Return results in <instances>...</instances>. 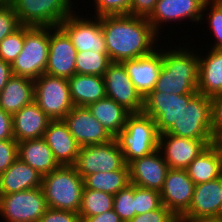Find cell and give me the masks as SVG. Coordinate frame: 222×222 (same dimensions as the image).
I'll list each match as a JSON object with an SVG mask.
<instances>
[{
    "label": "cell",
    "instance_id": "f1b7e54d",
    "mask_svg": "<svg viewBox=\"0 0 222 222\" xmlns=\"http://www.w3.org/2000/svg\"><path fill=\"white\" fill-rule=\"evenodd\" d=\"M87 108L113 138L124 129L127 118L132 114L109 97L91 103Z\"/></svg>",
    "mask_w": 222,
    "mask_h": 222
},
{
    "label": "cell",
    "instance_id": "ba28073f",
    "mask_svg": "<svg viewBox=\"0 0 222 222\" xmlns=\"http://www.w3.org/2000/svg\"><path fill=\"white\" fill-rule=\"evenodd\" d=\"M34 101L51 120H63L74 107L68 79L42 74L34 80Z\"/></svg>",
    "mask_w": 222,
    "mask_h": 222
},
{
    "label": "cell",
    "instance_id": "603a6c76",
    "mask_svg": "<svg viewBox=\"0 0 222 222\" xmlns=\"http://www.w3.org/2000/svg\"><path fill=\"white\" fill-rule=\"evenodd\" d=\"M50 121L33 101L12 115L13 137L17 142L43 138Z\"/></svg>",
    "mask_w": 222,
    "mask_h": 222
},
{
    "label": "cell",
    "instance_id": "ab89813d",
    "mask_svg": "<svg viewBox=\"0 0 222 222\" xmlns=\"http://www.w3.org/2000/svg\"><path fill=\"white\" fill-rule=\"evenodd\" d=\"M18 158V142L15 139L0 140V173L6 171Z\"/></svg>",
    "mask_w": 222,
    "mask_h": 222
},
{
    "label": "cell",
    "instance_id": "4fadbf2b",
    "mask_svg": "<svg viewBox=\"0 0 222 222\" xmlns=\"http://www.w3.org/2000/svg\"><path fill=\"white\" fill-rule=\"evenodd\" d=\"M205 2V0H158L154 11L147 19L158 35L163 33L161 27L164 24L168 26L170 22L178 21L177 24L181 25V22L189 19L187 21L192 24L195 22L197 27L198 23H202Z\"/></svg>",
    "mask_w": 222,
    "mask_h": 222
},
{
    "label": "cell",
    "instance_id": "816d5d0a",
    "mask_svg": "<svg viewBox=\"0 0 222 222\" xmlns=\"http://www.w3.org/2000/svg\"><path fill=\"white\" fill-rule=\"evenodd\" d=\"M4 3V1L3 0H0V7H1V5Z\"/></svg>",
    "mask_w": 222,
    "mask_h": 222
},
{
    "label": "cell",
    "instance_id": "7bdbcfd3",
    "mask_svg": "<svg viewBox=\"0 0 222 222\" xmlns=\"http://www.w3.org/2000/svg\"><path fill=\"white\" fill-rule=\"evenodd\" d=\"M158 0H131L129 15L148 18Z\"/></svg>",
    "mask_w": 222,
    "mask_h": 222
},
{
    "label": "cell",
    "instance_id": "d6986e66",
    "mask_svg": "<svg viewBox=\"0 0 222 222\" xmlns=\"http://www.w3.org/2000/svg\"><path fill=\"white\" fill-rule=\"evenodd\" d=\"M63 120L80 147L103 144L113 139L85 106H74Z\"/></svg>",
    "mask_w": 222,
    "mask_h": 222
},
{
    "label": "cell",
    "instance_id": "836d02e7",
    "mask_svg": "<svg viewBox=\"0 0 222 222\" xmlns=\"http://www.w3.org/2000/svg\"><path fill=\"white\" fill-rule=\"evenodd\" d=\"M202 16V20L205 21L204 24L208 21L207 26L209 24V28L207 29L215 41L211 44L212 46L210 45V49L222 50V1H206Z\"/></svg>",
    "mask_w": 222,
    "mask_h": 222
},
{
    "label": "cell",
    "instance_id": "52a82bcc",
    "mask_svg": "<svg viewBox=\"0 0 222 222\" xmlns=\"http://www.w3.org/2000/svg\"><path fill=\"white\" fill-rule=\"evenodd\" d=\"M72 0H11L21 25L58 27L74 11ZM73 5V6H72Z\"/></svg>",
    "mask_w": 222,
    "mask_h": 222
},
{
    "label": "cell",
    "instance_id": "c3c4849f",
    "mask_svg": "<svg viewBox=\"0 0 222 222\" xmlns=\"http://www.w3.org/2000/svg\"><path fill=\"white\" fill-rule=\"evenodd\" d=\"M212 144H222V127L213 135Z\"/></svg>",
    "mask_w": 222,
    "mask_h": 222
},
{
    "label": "cell",
    "instance_id": "277c9868",
    "mask_svg": "<svg viewBox=\"0 0 222 222\" xmlns=\"http://www.w3.org/2000/svg\"><path fill=\"white\" fill-rule=\"evenodd\" d=\"M159 132L155 121L142 113H132L114 138L128 165L134 159L150 155L158 149Z\"/></svg>",
    "mask_w": 222,
    "mask_h": 222
},
{
    "label": "cell",
    "instance_id": "f35d334b",
    "mask_svg": "<svg viewBox=\"0 0 222 222\" xmlns=\"http://www.w3.org/2000/svg\"><path fill=\"white\" fill-rule=\"evenodd\" d=\"M21 26L14 7L10 3L4 2L0 7V42Z\"/></svg>",
    "mask_w": 222,
    "mask_h": 222
},
{
    "label": "cell",
    "instance_id": "7dc6e473",
    "mask_svg": "<svg viewBox=\"0 0 222 222\" xmlns=\"http://www.w3.org/2000/svg\"><path fill=\"white\" fill-rule=\"evenodd\" d=\"M12 75L11 64L0 58V92Z\"/></svg>",
    "mask_w": 222,
    "mask_h": 222
},
{
    "label": "cell",
    "instance_id": "7c38bea8",
    "mask_svg": "<svg viewBox=\"0 0 222 222\" xmlns=\"http://www.w3.org/2000/svg\"><path fill=\"white\" fill-rule=\"evenodd\" d=\"M196 94L176 95L150 92L144 98L143 113L155 121L159 134L165 133Z\"/></svg>",
    "mask_w": 222,
    "mask_h": 222
},
{
    "label": "cell",
    "instance_id": "ffe728a7",
    "mask_svg": "<svg viewBox=\"0 0 222 222\" xmlns=\"http://www.w3.org/2000/svg\"><path fill=\"white\" fill-rule=\"evenodd\" d=\"M128 166L131 184L159 192L170 169L158 149L150 155L134 159Z\"/></svg>",
    "mask_w": 222,
    "mask_h": 222
},
{
    "label": "cell",
    "instance_id": "f6af8a7d",
    "mask_svg": "<svg viewBox=\"0 0 222 222\" xmlns=\"http://www.w3.org/2000/svg\"><path fill=\"white\" fill-rule=\"evenodd\" d=\"M14 139L12 114L0 108V140Z\"/></svg>",
    "mask_w": 222,
    "mask_h": 222
},
{
    "label": "cell",
    "instance_id": "f546056e",
    "mask_svg": "<svg viewBox=\"0 0 222 222\" xmlns=\"http://www.w3.org/2000/svg\"><path fill=\"white\" fill-rule=\"evenodd\" d=\"M190 179L197 185L217 179L222 175V166L217 149L211 144L199 154L186 169Z\"/></svg>",
    "mask_w": 222,
    "mask_h": 222
},
{
    "label": "cell",
    "instance_id": "8d00e7d4",
    "mask_svg": "<svg viewBox=\"0 0 222 222\" xmlns=\"http://www.w3.org/2000/svg\"><path fill=\"white\" fill-rule=\"evenodd\" d=\"M24 46V25L0 42V58L12 64Z\"/></svg>",
    "mask_w": 222,
    "mask_h": 222
},
{
    "label": "cell",
    "instance_id": "60d3db41",
    "mask_svg": "<svg viewBox=\"0 0 222 222\" xmlns=\"http://www.w3.org/2000/svg\"><path fill=\"white\" fill-rule=\"evenodd\" d=\"M129 222H178V218L162 205L156 210L135 215Z\"/></svg>",
    "mask_w": 222,
    "mask_h": 222
},
{
    "label": "cell",
    "instance_id": "ee69618b",
    "mask_svg": "<svg viewBox=\"0 0 222 222\" xmlns=\"http://www.w3.org/2000/svg\"><path fill=\"white\" fill-rule=\"evenodd\" d=\"M212 134L222 127V94L211 98Z\"/></svg>",
    "mask_w": 222,
    "mask_h": 222
},
{
    "label": "cell",
    "instance_id": "1f68e13d",
    "mask_svg": "<svg viewBox=\"0 0 222 222\" xmlns=\"http://www.w3.org/2000/svg\"><path fill=\"white\" fill-rule=\"evenodd\" d=\"M114 196L102 191L83 188L80 217L95 216L113 209Z\"/></svg>",
    "mask_w": 222,
    "mask_h": 222
},
{
    "label": "cell",
    "instance_id": "cb8c5ba5",
    "mask_svg": "<svg viewBox=\"0 0 222 222\" xmlns=\"http://www.w3.org/2000/svg\"><path fill=\"white\" fill-rule=\"evenodd\" d=\"M198 52L199 76L197 92L212 98L222 94V50L209 49ZM205 55V56H204Z\"/></svg>",
    "mask_w": 222,
    "mask_h": 222
},
{
    "label": "cell",
    "instance_id": "484cf974",
    "mask_svg": "<svg viewBox=\"0 0 222 222\" xmlns=\"http://www.w3.org/2000/svg\"><path fill=\"white\" fill-rule=\"evenodd\" d=\"M34 101V79L12 75L0 92V108L14 114Z\"/></svg>",
    "mask_w": 222,
    "mask_h": 222
},
{
    "label": "cell",
    "instance_id": "83f0119b",
    "mask_svg": "<svg viewBox=\"0 0 222 222\" xmlns=\"http://www.w3.org/2000/svg\"><path fill=\"white\" fill-rule=\"evenodd\" d=\"M74 106H85L106 97L103 76L74 74L68 79Z\"/></svg>",
    "mask_w": 222,
    "mask_h": 222
},
{
    "label": "cell",
    "instance_id": "ac0fdd59",
    "mask_svg": "<svg viewBox=\"0 0 222 222\" xmlns=\"http://www.w3.org/2000/svg\"><path fill=\"white\" fill-rule=\"evenodd\" d=\"M195 185L186 170L169 169L160 191L162 205L179 219L190 207Z\"/></svg>",
    "mask_w": 222,
    "mask_h": 222
},
{
    "label": "cell",
    "instance_id": "681fc988",
    "mask_svg": "<svg viewBox=\"0 0 222 222\" xmlns=\"http://www.w3.org/2000/svg\"><path fill=\"white\" fill-rule=\"evenodd\" d=\"M178 222H222V220L191 221L186 219H178Z\"/></svg>",
    "mask_w": 222,
    "mask_h": 222
},
{
    "label": "cell",
    "instance_id": "7a4b0ae2",
    "mask_svg": "<svg viewBox=\"0 0 222 222\" xmlns=\"http://www.w3.org/2000/svg\"><path fill=\"white\" fill-rule=\"evenodd\" d=\"M181 44L175 45L173 49L171 45L170 47L165 45L163 48L158 44V48L162 51V69L151 92L176 95L198 93V51L186 43H183L184 47Z\"/></svg>",
    "mask_w": 222,
    "mask_h": 222
},
{
    "label": "cell",
    "instance_id": "74e56055",
    "mask_svg": "<svg viewBox=\"0 0 222 222\" xmlns=\"http://www.w3.org/2000/svg\"><path fill=\"white\" fill-rule=\"evenodd\" d=\"M131 0H94L93 16L129 15Z\"/></svg>",
    "mask_w": 222,
    "mask_h": 222
},
{
    "label": "cell",
    "instance_id": "d590c367",
    "mask_svg": "<svg viewBox=\"0 0 222 222\" xmlns=\"http://www.w3.org/2000/svg\"><path fill=\"white\" fill-rule=\"evenodd\" d=\"M134 200L136 215L156 210L162 206L159 191L134 185Z\"/></svg>",
    "mask_w": 222,
    "mask_h": 222
},
{
    "label": "cell",
    "instance_id": "5bb4252c",
    "mask_svg": "<svg viewBox=\"0 0 222 222\" xmlns=\"http://www.w3.org/2000/svg\"><path fill=\"white\" fill-rule=\"evenodd\" d=\"M106 97L131 113H142L144 98L136 90L123 63L112 62L103 75Z\"/></svg>",
    "mask_w": 222,
    "mask_h": 222
},
{
    "label": "cell",
    "instance_id": "e0dca14e",
    "mask_svg": "<svg viewBox=\"0 0 222 222\" xmlns=\"http://www.w3.org/2000/svg\"><path fill=\"white\" fill-rule=\"evenodd\" d=\"M77 50L68 35L58 26L49 27V55L45 73L69 79L76 74Z\"/></svg>",
    "mask_w": 222,
    "mask_h": 222
},
{
    "label": "cell",
    "instance_id": "8fae6325",
    "mask_svg": "<svg viewBox=\"0 0 222 222\" xmlns=\"http://www.w3.org/2000/svg\"><path fill=\"white\" fill-rule=\"evenodd\" d=\"M73 166L83 179L87 175L97 172L129 168L115 138L107 143L80 147Z\"/></svg>",
    "mask_w": 222,
    "mask_h": 222
},
{
    "label": "cell",
    "instance_id": "44dd1931",
    "mask_svg": "<svg viewBox=\"0 0 222 222\" xmlns=\"http://www.w3.org/2000/svg\"><path fill=\"white\" fill-rule=\"evenodd\" d=\"M136 90L145 98L155 86L162 69V51L122 62Z\"/></svg>",
    "mask_w": 222,
    "mask_h": 222
},
{
    "label": "cell",
    "instance_id": "f907efd6",
    "mask_svg": "<svg viewBox=\"0 0 222 222\" xmlns=\"http://www.w3.org/2000/svg\"><path fill=\"white\" fill-rule=\"evenodd\" d=\"M218 151L222 166V144H212Z\"/></svg>",
    "mask_w": 222,
    "mask_h": 222
},
{
    "label": "cell",
    "instance_id": "d4e9b609",
    "mask_svg": "<svg viewBox=\"0 0 222 222\" xmlns=\"http://www.w3.org/2000/svg\"><path fill=\"white\" fill-rule=\"evenodd\" d=\"M42 177L38 171L17 158L6 171L0 173V195L39 188Z\"/></svg>",
    "mask_w": 222,
    "mask_h": 222
},
{
    "label": "cell",
    "instance_id": "6da1fadb",
    "mask_svg": "<svg viewBox=\"0 0 222 222\" xmlns=\"http://www.w3.org/2000/svg\"><path fill=\"white\" fill-rule=\"evenodd\" d=\"M101 26L112 62L122 63L149 55L158 48L162 38L144 17L105 15L101 16Z\"/></svg>",
    "mask_w": 222,
    "mask_h": 222
},
{
    "label": "cell",
    "instance_id": "7402d4cb",
    "mask_svg": "<svg viewBox=\"0 0 222 222\" xmlns=\"http://www.w3.org/2000/svg\"><path fill=\"white\" fill-rule=\"evenodd\" d=\"M43 138L60 166L75 164L80 146L64 120H51Z\"/></svg>",
    "mask_w": 222,
    "mask_h": 222
},
{
    "label": "cell",
    "instance_id": "3957f363",
    "mask_svg": "<svg viewBox=\"0 0 222 222\" xmlns=\"http://www.w3.org/2000/svg\"><path fill=\"white\" fill-rule=\"evenodd\" d=\"M41 188L48 208L78 213L84 182L73 165L59 166L43 175Z\"/></svg>",
    "mask_w": 222,
    "mask_h": 222
},
{
    "label": "cell",
    "instance_id": "9a60e30c",
    "mask_svg": "<svg viewBox=\"0 0 222 222\" xmlns=\"http://www.w3.org/2000/svg\"><path fill=\"white\" fill-rule=\"evenodd\" d=\"M179 219L222 220V175L195 185L190 207Z\"/></svg>",
    "mask_w": 222,
    "mask_h": 222
},
{
    "label": "cell",
    "instance_id": "2e32d148",
    "mask_svg": "<svg viewBox=\"0 0 222 222\" xmlns=\"http://www.w3.org/2000/svg\"><path fill=\"white\" fill-rule=\"evenodd\" d=\"M211 144L212 140H196L162 133L159 135L158 150L170 169L186 170Z\"/></svg>",
    "mask_w": 222,
    "mask_h": 222
},
{
    "label": "cell",
    "instance_id": "4316f807",
    "mask_svg": "<svg viewBox=\"0 0 222 222\" xmlns=\"http://www.w3.org/2000/svg\"><path fill=\"white\" fill-rule=\"evenodd\" d=\"M18 158L42 176L51 173L60 166L44 138L18 142Z\"/></svg>",
    "mask_w": 222,
    "mask_h": 222
},
{
    "label": "cell",
    "instance_id": "30bf717a",
    "mask_svg": "<svg viewBox=\"0 0 222 222\" xmlns=\"http://www.w3.org/2000/svg\"><path fill=\"white\" fill-rule=\"evenodd\" d=\"M76 8L59 24V27L68 35L77 52L88 50L95 53L107 52L101 16L97 17L91 14L89 18L87 14L84 16L78 10L76 11Z\"/></svg>",
    "mask_w": 222,
    "mask_h": 222
},
{
    "label": "cell",
    "instance_id": "f5cc1de1",
    "mask_svg": "<svg viewBox=\"0 0 222 222\" xmlns=\"http://www.w3.org/2000/svg\"><path fill=\"white\" fill-rule=\"evenodd\" d=\"M205 1H222V0H205Z\"/></svg>",
    "mask_w": 222,
    "mask_h": 222
},
{
    "label": "cell",
    "instance_id": "4dcf8cb0",
    "mask_svg": "<svg viewBox=\"0 0 222 222\" xmlns=\"http://www.w3.org/2000/svg\"><path fill=\"white\" fill-rule=\"evenodd\" d=\"M84 187L102 191L111 195L117 194L121 189L130 184L129 168H120L111 172H97L87 175Z\"/></svg>",
    "mask_w": 222,
    "mask_h": 222
},
{
    "label": "cell",
    "instance_id": "8992f818",
    "mask_svg": "<svg viewBox=\"0 0 222 222\" xmlns=\"http://www.w3.org/2000/svg\"><path fill=\"white\" fill-rule=\"evenodd\" d=\"M165 133L189 139L212 140L211 98L197 93Z\"/></svg>",
    "mask_w": 222,
    "mask_h": 222
},
{
    "label": "cell",
    "instance_id": "9c48e42d",
    "mask_svg": "<svg viewBox=\"0 0 222 222\" xmlns=\"http://www.w3.org/2000/svg\"><path fill=\"white\" fill-rule=\"evenodd\" d=\"M47 209L41 187L0 195V216L4 222H38Z\"/></svg>",
    "mask_w": 222,
    "mask_h": 222
},
{
    "label": "cell",
    "instance_id": "e575fe53",
    "mask_svg": "<svg viewBox=\"0 0 222 222\" xmlns=\"http://www.w3.org/2000/svg\"><path fill=\"white\" fill-rule=\"evenodd\" d=\"M113 210L123 222H129L136 215L133 184L130 183L114 195Z\"/></svg>",
    "mask_w": 222,
    "mask_h": 222
},
{
    "label": "cell",
    "instance_id": "bcb514c9",
    "mask_svg": "<svg viewBox=\"0 0 222 222\" xmlns=\"http://www.w3.org/2000/svg\"><path fill=\"white\" fill-rule=\"evenodd\" d=\"M80 219L81 222H123L113 209L95 216L80 217Z\"/></svg>",
    "mask_w": 222,
    "mask_h": 222
},
{
    "label": "cell",
    "instance_id": "b9f144b4",
    "mask_svg": "<svg viewBox=\"0 0 222 222\" xmlns=\"http://www.w3.org/2000/svg\"><path fill=\"white\" fill-rule=\"evenodd\" d=\"M38 222H81L77 212L48 208Z\"/></svg>",
    "mask_w": 222,
    "mask_h": 222
},
{
    "label": "cell",
    "instance_id": "d6a6232c",
    "mask_svg": "<svg viewBox=\"0 0 222 222\" xmlns=\"http://www.w3.org/2000/svg\"><path fill=\"white\" fill-rule=\"evenodd\" d=\"M112 63L107 52H94L91 50L77 52L75 67L76 74L103 76Z\"/></svg>",
    "mask_w": 222,
    "mask_h": 222
},
{
    "label": "cell",
    "instance_id": "5b68a950",
    "mask_svg": "<svg viewBox=\"0 0 222 222\" xmlns=\"http://www.w3.org/2000/svg\"><path fill=\"white\" fill-rule=\"evenodd\" d=\"M49 55V27L24 26V46L11 64L12 74L31 79L45 73Z\"/></svg>",
    "mask_w": 222,
    "mask_h": 222
}]
</instances>
